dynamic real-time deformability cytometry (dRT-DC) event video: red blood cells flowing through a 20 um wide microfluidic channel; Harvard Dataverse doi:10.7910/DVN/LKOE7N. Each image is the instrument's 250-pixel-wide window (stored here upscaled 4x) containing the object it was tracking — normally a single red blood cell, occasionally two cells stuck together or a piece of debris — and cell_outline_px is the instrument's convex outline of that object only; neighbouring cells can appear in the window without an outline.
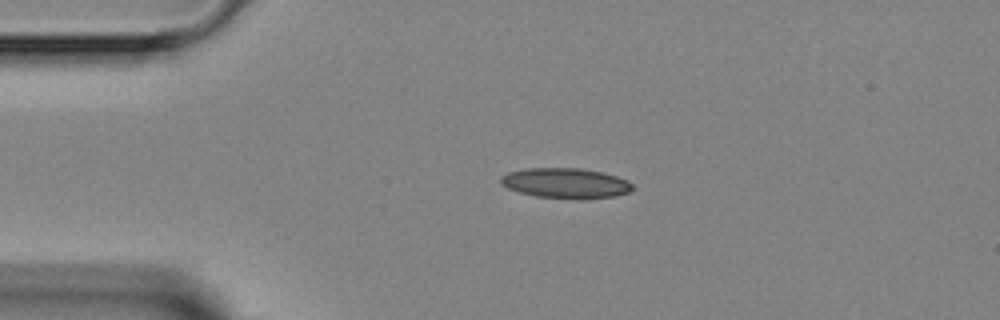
{"species": "Egyptian fruit bat (a non-hibernating species)", "species_latin": "Rousettus aegyptiacus", "temperature_condition": "room temperature", "stored_images_in_passage": 1, "camera_frame_rate_fps": 3000, "um_per_image_px": 0.085, "animal": {"sex": "female"}, "frame": {"image": 1, "passage_image": 1, "time_ms": 0.0, "image_size_px": [1000, 320], "cell_outline_px": [[632, 188], [628, 192], [616, 196], [576, 200], [536, 196], [520, 192], [508, 188], [500, 184], [500, 176], [508, 172], [524, 168], [580, 168], [604, 172], [628, 180], [632, 184]], "centroid_in_image_um": [48.07, 15.57], "position_along_channel_um": 36.9, "area_um2": 23.47}}